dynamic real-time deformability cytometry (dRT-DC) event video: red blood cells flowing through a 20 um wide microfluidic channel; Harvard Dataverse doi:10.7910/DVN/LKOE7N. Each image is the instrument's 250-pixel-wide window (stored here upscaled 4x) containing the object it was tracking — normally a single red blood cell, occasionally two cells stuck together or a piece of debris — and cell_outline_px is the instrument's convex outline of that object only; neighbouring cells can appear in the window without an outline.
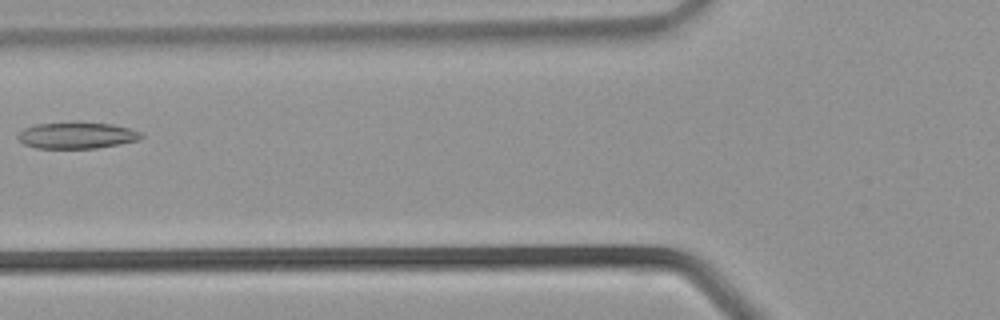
{"species": "common noctule bat (a hibernating species)", "species_latin": "Nyctalus noctula", "temperature_condition": "warm", "stored_images_in_passage": 31, "camera_frame_rate_fps": 3000, "um_per_image_px": 0.085, "animal": {"sex": "male", "body_mass_g": 21.5, "forearm_length_mm": 52.0}, "frame": {"image": 1, "passage_image": 10, "time_ms": 3.0, "image_size_px": [1000, 320], "cell_outline_px": [[144, 136], [136, 140], [120, 144], [96, 148], [36, 148], [24, 144], [16, 136], [24, 128], [36, 124], [76, 120], [112, 124], [128, 128], [140, 132]], "centroid_in_image_um": [6.5, 11.47], "position_along_channel_um": 119.3, "area_um2": 19.36}}
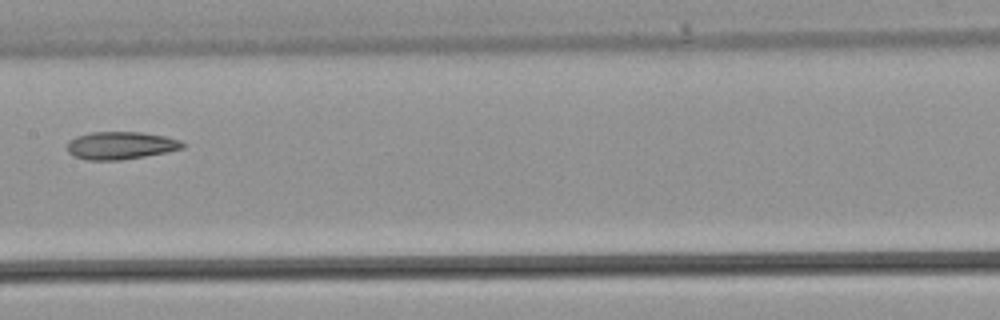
{"frame": {"image": 2, "passage_image": 14, "time_ms": 4.333, "image_size_px": [1000, 320], "cell_outline_px": [[184, 148], [144, 156], [120, 160], [88, 160], [76, 156], [68, 152], [68, 140], [76, 136], [92, 132], [144, 132], [164, 136], [180, 140], [184, 144]], "centroid_in_image_um": [10.25, 12.35], "position_along_channel_um": 197.2, "area_um2": 18.44}}
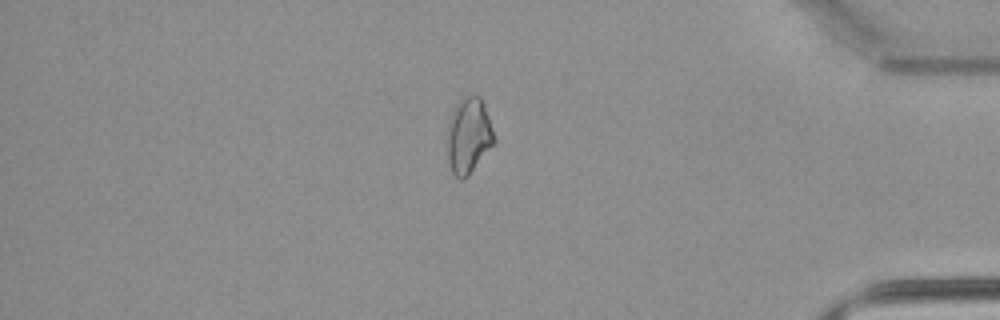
{"frame": {"image": 3, "passage_image": 26, "time_ms": 8.333, "image_size_px": [1000, 320], "cell_outline_px": [[496, 140], [468, 176], [464, 180], [460, 180], [452, 172], [448, 160], [448, 124], [452, 112], [456, 104], [460, 100], [468, 96], [480, 96], [488, 116]], "centroid_in_image_um": [39.83, 11.55], "position_along_channel_um": 395.4, "area_um2": 20.29}}